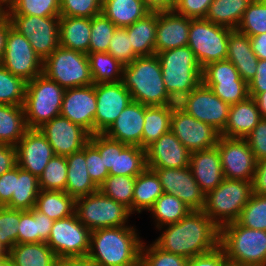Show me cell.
Here are the masks:
<instances>
[{"label":"cell","mask_w":266,"mask_h":266,"mask_svg":"<svg viewBox=\"0 0 266 266\" xmlns=\"http://www.w3.org/2000/svg\"><path fill=\"white\" fill-rule=\"evenodd\" d=\"M159 249L190 259L220 246V228L203 212L190 210L179 222L157 228Z\"/></svg>","instance_id":"6da1fadb"},{"label":"cell","mask_w":266,"mask_h":266,"mask_svg":"<svg viewBox=\"0 0 266 266\" xmlns=\"http://www.w3.org/2000/svg\"><path fill=\"white\" fill-rule=\"evenodd\" d=\"M136 230L124 225L91 231L88 257L96 266H140L143 240Z\"/></svg>","instance_id":"7a4b0ae2"},{"label":"cell","mask_w":266,"mask_h":266,"mask_svg":"<svg viewBox=\"0 0 266 266\" xmlns=\"http://www.w3.org/2000/svg\"><path fill=\"white\" fill-rule=\"evenodd\" d=\"M122 82L132 101L147 106L175 105L163 82L161 65L156 54L137 57L123 68Z\"/></svg>","instance_id":"3957f363"},{"label":"cell","mask_w":266,"mask_h":266,"mask_svg":"<svg viewBox=\"0 0 266 266\" xmlns=\"http://www.w3.org/2000/svg\"><path fill=\"white\" fill-rule=\"evenodd\" d=\"M168 94L178 102L202 82V68L187 46L156 53Z\"/></svg>","instance_id":"277c9868"},{"label":"cell","mask_w":266,"mask_h":266,"mask_svg":"<svg viewBox=\"0 0 266 266\" xmlns=\"http://www.w3.org/2000/svg\"><path fill=\"white\" fill-rule=\"evenodd\" d=\"M220 246L228 263L266 266V231L249 229L237 221L220 228Z\"/></svg>","instance_id":"5b68a950"},{"label":"cell","mask_w":266,"mask_h":266,"mask_svg":"<svg viewBox=\"0 0 266 266\" xmlns=\"http://www.w3.org/2000/svg\"><path fill=\"white\" fill-rule=\"evenodd\" d=\"M64 92L43 73L27 82L23 108L28 129H38L60 116Z\"/></svg>","instance_id":"8992f818"},{"label":"cell","mask_w":266,"mask_h":266,"mask_svg":"<svg viewBox=\"0 0 266 266\" xmlns=\"http://www.w3.org/2000/svg\"><path fill=\"white\" fill-rule=\"evenodd\" d=\"M252 195V181L228 179L205 195L203 212L219 227L236 222Z\"/></svg>","instance_id":"52a82bcc"},{"label":"cell","mask_w":266,"mask_h":266,"mask_svg":"<svg viewBox=\"0 0 266 266\" xmlns=\"http://www.w3.org/2000/svg\"><path fill=\"white\" fill-rule=\"evenodd\" d=\"M42 73L64 89L94 84L88 55L61 46L43 61Z\"/></svg>","instance_id":"ba28073f"},{"label":"cell","mask_w":266,"mask_h":266,"mask_svg":"<svg viewBox=\"0 0 266 266\" xmlns=\"http://www.w3.org/2000/svg\"><path fill=\"white\" fill-rule=\"evenodd\" d=\"M75 213L90 231L128 225L132 214L124 205L103 195L99 190L75 199Z\"/></svg>","instance_id":"9c48e42d"},{"label":"cell","mask_w":266,"mask_h":266,"mask_svg":"<svg viewBox=\"0 0 266 266\" xmlns=\"http://www.w3.org/2000/svg\"><path fill=\"white\" fill-rule=\"evenodd\" d=\"M231 31L206 19H190L187 45L202 69L212 62L227 59Z\"/></svg>","instance_id":"30bf717a"},{"label":"cell","mask_w":266,"mask_h":266,"mask_svg":"<svg viewBox=\"0 0 266 266\" xmlns=\"http://www.w3.org/2000/svg\"><path fill=\"white\" fill-rule=\"evenodd\" d=\"M90 233L78 219L76 213L53 222L46 244L58 259L88 256Z\"/></svg>","instance_id":"8fae6325"},{"label":"cell","mask_w":266,"mask_h":266,"mask_svg":"<svg viewBox=\"0 0 266 266\" xmlns=\"http://www.w3.org/2000/svg\"><path fill=\"white\" fill-rule=\"evenodd\" d=\"M8 17L12 27L28 39L33 50L43 61L60 46L59 16L8 15Z\"/></svg>","instance_id":"7c38bea8"},{"label":"cell","mask_w":266,"mask_h":266,"mask_svg":"<svg viewBox=\"0 0 266 266\" xmlns=\"http://www.w3.org/2000/svg\"><path fill=\"white\" fill-rule=\"evenodd\" d=\"M177 105L187 114L212 126L219 133L226 126L230 105L217 97L203 82L183 96Z\"/></svg>","instance_id":"4fadbf2b"},{"label":"cell","mask_w":266,"mask_h":266,"mask_svg":"<svg viewBox=\"0 0 266 266\" xmlns=\"http://www.w3.org/2000/svg\"><path fill=\"white\" fill-rule=\"evenodd\" d=\"M1 65L26 82L43 72V60L33 50L28 39L12 26L7 32Z\"/></svg>","instance_id":"5bb4252c"},{"label":"cell","mask_w":266,"mask_h":266,"mask_svg":"<svg viewBox=\"0 0 266 266\" xmlns=\"http://www.w3.org/2000/svg\"><path fill=\"white\" fill-rule=\"evenodd\" d=\"M170 130L191 153L216 147L220 137L216 129L187 114L177 104L173 106Z\"/></svg>","instance_id":"9a60e30c"},{"label":"cell","mask_w":266,"mask_h":266,"mask_svg":"<svg viewBox=\"0 0 266 266\" xmlns=\"http://www.w3.org/2000/svg\"><path fill=\"white\" fill-rule=\"evenodd\" d=\"M216 147L219 150L225 178L253 180L257 161L244 138H229L220 135Z\"/></svg>","instance_id":"2e32d148"},{"label":"cell","mask_w":266,"mask_h":266,"mask_svg":"<svg viewBox=\"0 0 266 266\" xmlns=\"http://www.w3.org/2000/svg\"><path fill=\"white\" fill-rule=\"evenodd\" d=\"M46 137L57 156H69L79 152L89 142L90 133L78 124L60 116L38 128Z\"/></svg>","instance_id":"e0dca14e"},{"label":"cell","mask_w":266,"mask_h":266,"mask_svg":"<svg viewBox=\"0 0 266 266\" xmlns=\"http://www.w3.org/2000/svg\"><path fill=\"white\" fill-rule=\"evenodd\" d=\"M95 95V134H104L132 102V98L122 81L95 84Z\"/></svg>","instance_id":"ac0fdd59"},{"label":"cell","mask_w":266,"mask_h":266,"mask_svg":"<svg viewBox=\"0 0 266 266\" xmlns=\"http://www.w3.org/2000/svg\"><path fill=\"white\" fill-rule=\"evenodd\" d=\"M163 193L178 197L191 210H203L205 194L201 191L189 167L155 168Z\"/></svg>","instance_id":"d6986e66"},{"label":"cell","mask_w":266,"mask_h":266,"mask_svg":"<svg viewBox=\"0 0 266 266\" xmlns=\"http://www.w3.org/2000/svg\"><path fill=\"white\" fill-rule=\"evenodd\" d=\"M97 99L95 84L65 89L60 115L95 134Z\"/></svg>","instance_id":"ffe728a7"},{"label":"cell","mask_w":266,"mask_h":266,"mask_svg":"<svg viewBox=\"0 0 266 266\" xmlns=\"http://www.w3.org/2000/svg\"><path fill=\"white\" fill-rule=\"evenodd\" d=\"M17 166L40 177L55 155L51 145L39 129H28L16 145Z\"/></svg>","instance_id":"44dd1931"},{"label":"cell","mask_w":266,"mask_h":266,"mask_svg":"<svg viewBox=\"0 0 266 266\" xmlns=\"http://www.w3.org/2000/svg\"><path fill=\"white\" fill-rule=\"evenodd\" d=\"M191 152L170 130L146 148L147 168H183L190 165Z\"/></svg>","instance_id":"7402d4cb"},{"label":"cell","mask_w":266,"mask_h":266,"mask_svg":"<svg viewBox=\"0 0 266 266\" xmlns=\"http://www.w3.org/2000/svg\"><path fill=\"white\" fill-rule=\"evenodd\" d=\"M190 18L174 11H157L155 54L187 46Z\"/></svg>","instance_id":"603a6c76"},{"label":"cell","mask_w":266,"mask_h":266,"mask_svg":"<svg viewBox=\"0 0 266 266\" xmlns=\"http://www.w3.org/2000/svg\"><path fill=\"white\" fill-rule=\"evenodd\" d=\"M132 101L104 133L108 138L142 148L145 107Z\"/></svg>","instance_id":"cb8c5ba5"},{"label":"cell","mask_w":266,"mask_h":266,"mask_svg":"<svg viewBox=\"0 0 266 266\" xmlns=\"http://www.w3.org/2000/svg\"><path fill=\"white\" fill-rule=\"evenodd\" d=\"M189 168L205 195L225 179L217 147L192 152Z\"/></svg>","instance_id":"d4e9b609"},{"label":"cell","mask_w":266,"mask_h":266,"mask_svg":"<svg viewBox=\"0 0 266 266\" xmlns=\"http://www.w3.org/2000/svg\"><path fill=\"white\" fill-rule=\"evenodd\" d=\"M227 59L236 67L245 82L249 83L253 79L259 59L252 50L249 36L237 29L230 32Z\"/></svg>","instance_id":"484cf974"},{"label":"cell","mask_w":266,"mask_h":266,"mask_svg":"<svg viewBox=\"0 0 266 266\" xmlns=\"http://www.w3.org/2000/svg\"><path fill=\"white\" fill-rule=\"evenodd\" d=\"M262 119L252 97L230 106L228 120L221 136L245 138Z\"/></svg>","instance_id":"4316f807"},{"label":"cell","mask_w":266,"mask_h":266,"mask_svg":"<svg viewBox=\"0 0 266 266\" xmlns=\"http://www.w3.org/2000/svg\"><path fill=\"white\" fill-rule=\"evenodd\" d=\"M68 166L65 192L74 199L93 194L99 187L92 181L86 167V145L79 152L66 156Z\"/></svg>","instance_id":"83f0119b"},{"label":"cell","mask_w":266,"mask_h":266,"mask_svg":"<svg viewBox=\"0 0 266 266\" xmlns=\"http://www.w3.org/2000/svg\"><path fill=\"white\" fill-rule=\"evenodd\" d=\"M91 18L59 16V38L62 48L89 53Z\"/></svg>","instance_id":"f1b7e54d"},{"label":"cell","mask_w":266,"mask_h":266,"mask_svg":"<svg viewBox=\"0 0 266 266\" xmlns=\"http://www.w3.org/2000/svg\"><path fill=\"white\" fill-rule=\"evenodd\" d=\"M156 27L157 11H150L143 18L125 27L132 49L138 57L155 54Z\"/></svg>","instance_id":"f546056e"},{"label":"cell","mask_w":266,"mask_h":266,"mask_svg":"<svg viewBox=\"0 0 266 266\" xmlns=\"http://www.w3.org/2000/svg\"><path fill=\"white\" fill-rule=\"evenodd\" d=\"M101 1V13L116 27H128L150 12L141 0Z\"/></svg>","instance_id":"4dcf8cb0"},{"label":"cell","mask_w":266,"mask_h":266,"mask_svg":"<svg viewBox=\"0 0 266 266\" xmlns=\"http://www.w3.org/2000/svg\"><path fill=\"white\" fill-rule=\"evenodd\" d=\"M53 222L54 220L35 208L20 210L18 243L47 242Z\"/></svg>","instance_id":"1f68e13d"},{"label":"cell","mask_w":266,"mask_h":266,"mask_svg":"<svg viewBox=\"0 0 266 266\" xmlns=\"http://www.w3.org/2000/svg\"><path fill=\"white\" fill-rule=\"evenodd\" d=\"M7 255L14 266H56L58 259L46 242L18 243Z\"/></svg>","instance_id":"d6a6232c"},{"label":"cell","mask_w":266,"mask_h":266,"mask_svg":"<svg viewBox=\"0 0 266 266\" xmlns=\"http://www.w3.org/2000/svg\"><path fill=\"white\" fill-rule=\"evenodd\" d=\"M146 168V149L115 140L114 168L109 175L137 176Z\"/></svg>","instance_id":"836d02e7"},{"label":"cell","mask_w":266,"mask_h":266,"mask_svg":"<svg viewBox=\"0 0 266 266\" xmlns=\"http://www.w3.org/2000/svg\"><path fill=\"white\" fill-rule=\"evenodd\" d=\"M163 194L159 176L154 170L146 168L136 176L132 201V214L148 211Z\"/></svg>","instance_id":"e575fe53"},{"label":"cell","mask_w":266,"mask_h":266,"mask_svg":"<svg viewBox=\"0 0 266 266\" xmlns=\"http://www.w3.org/2000/svg\"><path fill=\"white\" fill-rule=\"evenodd\" d=\"M39 178L31 172L15 167V192L5 206L10 209L31 210L35 207L40 192Z\"/></svg>","instance_id":"d590c367"},{"label":"cell","mask_w":266,"mask_h":266,"mask_svg":"<svg viewBox=\"0 0 266 266\" xmlns=\"http://www.w3.org/2000/svg\"><path fill=\"white\" fill-rule=\"evenodd\" d=\"M252 0H213L205 19L235 30L242 21L245 10Z\"/></svg>","instance_id":"8d00e7d4"},{"label":"cell","mask_w":266,"mask_h":266,"mask_svg":"<svg viewBox=\"0 0 266 266\" xmlns=\"http://www.w3.org/2000/svg\"><path fill=\"white\" fill-rule=\"evenodd\" d=\"M174 105L146 106L142 134V148L146 149L160 136L170 131Z\"/></svg>","instance_id":"74e56055"},{"label":"cell","mask_w":266,"mask_h":266,"mask_svg":"<svg viewBox=\"0 0 266 266\" xmlns=\"http://www.w3.org/2000/svg\"><path fill=\"white\" fill-rule=\"evenodd\" d=\"M27 130L23 106L0 105V144L16 146Z\"/></svg>","instance_id":"f35d334b"},{"label":"cell","mask_w":266,"mask_h":266,"mask_svg":"<svg viewBox=\"0 0 266 266\" xmlns=\"http://www.w3.org/2000/svg\"><path fill=\"white\" fill-rule=\"evenodd\" d=\"M34 208L55 221L75 213V199L65 191L40 190Z\"/></svg>","instance_id":"ab89813d"},{"label":"cell","mask_w":266,"mask_h":266,"mask_svg":"<svg viewBox=\"0 0 266 266\" xmlns=\"http://www.w3.org/2000/svg\"><path fill=\"white\" fill-rule=\"evenodd\" d=\"M190 210L178 197L163 193L148 211L156 223L155 227L160 228L179 222Z\"/></svg>","instance_id":"60d3db41"},{"label":"cell","mask_w":266,"mask_h":266,"mask_svg":"<svg viewBox=\"0 0 266 266\" xmlns=\"http://www.w3.org/2000/svg\"><path fill=\"white\" fill-rule=\"evenodd\" d=\"M87 55L94 84L122 81L124 65L109 53L89 52Z\"/></svg>","instance_id":"b9f144b4"},{"label":"cell","mask_w":266,"mask_h":266,"mask_svg":"<svg viewBox=\"0 0 266 266\" xmlns=\"http://www.w3.org/2000/svg\"><path fill=\"white\" fill-rule=\"evenodd\" d=\"M136 176L109 175L99 186V191L124 205L132 213L133 192Z\"/></svg>","instance_id":"7bdbcfd3"},{"label":"cell","mask_w":266,"mask_h":266,"mask_svg":"<svg viewBox=\"0 0 266 266\" xmlns=\"http://www.w3.org/2000/svg\"><path fill=\"white\" fill-rule=\"evenodd\" d=\"M4 11L7 15L60 16V0H12Z\"/></svg>","instance_id":"ee69618b"},{"label":"cell","mask_w":266,"mask_h":266,"mask_svg":"<svg viewBox=\"0 0 266 266\" xmlns=\"http://www.w3.org/2000/svg\"><path fill=\"white\" fill-rule=\"evenodd\" d=\"M27 82L0 64V105L23 106Z\"/></svg>","instance_id":"f6af8a7d"},{"label":"cell","mask_w":266,"mask_h":266,"mask_svg":"<svg viewBox=\"0 0 266 266\" xmlns=\"http://www.w3.org/2000/svg\"><path fill=\"white\" fill-rule=\"evenodd\" d=\"M67 162L65 156L54 155L39 177L41 190L65 191L67 184Z\"/></svg>","instance_id":"bcb514c9"},{"label":"cell","mask_w":266,"mask_h":266,"mask_svg":"<svg viewBox=\"0 0 266 266\" xmlns=\"http://www.w3.org/2000/svg\"><path fill=\"white\" fill-rule=\"evenodd\" d=\"M237 30L249 37L266 33V0H252Z\"/></svg>","instance_id":"7dc6e473"},{"label":"cell","mask_w":266,"mask_h":266,"mask_svg":"<svg viewBox=\"0 0 266 266\" xmlns=\"http://www.w3.org/2000/svg\"><path fill=\"white\" fill-rule=\"evenodd\" d=\"M237 222L249 229L266 231V196L252 193Z\"/></svg>","instance_id":"c3c4849f"},{"label":"cell","mask_w":266,"mask_h":266,"mask_svg":"<svg viewBox=\"0 0 266 266\" xmlns=\"http://www.w3.org/2000/svg\"><path fill=\"white\" fill-rule=\"evenodd\" d=\"M116 28L102 13L92 17L89 52H107Z\"/></svg>","instance_id":"681fc988"},{"label":"cell","mask_w":266,"mask_h":266,"mask_svg":"<svg viewBox=\"0 0 266 266\" xmlns=\"http://www.w3.org/2000/svg\"><path fill=\"white\" fill-rule=\"evenodd\" d=\"M188 259L159 249L154 243L143 242L140 266H187Z\"/></svg>","instance_id":"f907efd6"},{"label":"cell","mask_w":266,"mask_h":266,"mask_svg":"<svg viewBox=\"0 0 266 266\" xmlns=\"http://www.w3.org/2000/svg\"><path fill=\"white\" fill-rule=\"evenodd\" d=\"M212 92L228 105H234L249 97L245 81L203 82Z\"/></svg>","instance_id":"816d5d0a"},{"label":"cell","mask_w":266,"mask_h":266,"mask_svg":"<svg viewBox=\"0 0 266 266\" xmlns=\"http://www.w3.org/2000/svg\"><path fill=\"white\" fill-rule=\"evenodd\" d=\"M20 210L0 207V245L8 252L18 244Z\"/></svg>","instance_id":"f5cc1de1"},{"label":"cell","mask_w":266,"mask_h":266,"mask_svg":"<svg viewBox=\"0 0 266 266\" xmlns=\"http://www.w3.org/2000/svg\"><path fill=\"white\" fill-rule=\"evenodd\" d=\"M107 53L124 66L129 65L138 57L132 49L130 36L127 34L126 28H116L110 39Z\"/></svg>","instance_id":"db71d44e"},{"label":"cell","mask_w":266,"mask_h":266,"mask_svg":"<svg viewBox=\"0 0 266 266\" xmlns=\"http://www.w3.org/2000/svg\"><path fill=\"white\" fill-rule=\"evenodd\" d=\"M101 11V0H60V16L92 18Z\"/></svg>","instance_id":"11a10c76"},{"label":"cell","mask_w":266,"mask_h":266,"mask_svg":"<svg viewBox=\"0 0 266 266\" xmlns=\"http://www.w3.org/2000/svg\"><path fill=\"white\" fill-rule=\"evenodd\" d=\"M244 81L236 67L228 60L212 62L202 69V82Z\"/></svg>","instance_id":"9f6ffc18"},{"label":"cell","mask_w":266,"mask_h":266,"mask_svg":"<svg viewBox=\"0 0 266 266\" xmlns=\"http://www.w3.org/2000/svg\"><path fill=\"white\" fill-rule=\"evenodd\" d=\"M86 167L92 181L99 187L109 176L99 151L90 143L86 144Z\"/></svg>","instance_id":"6f0895ef"},{"label":"cell","mask_w":266,"mask_h":266,"mask_svg":"<svg viewBox=\"0 0 266 266\" xmlns=\"http://www.w3.org/2000/svg\"><path fill=\"white\" fill-rule=\"evenodd\" d=\"M213 0H175L173 11L190 19H205Z\"/></svg>","instance_id":"680465c9"},{"label":"cell","mask_w":266,"mask_h":266,"mask_svg":"<svg viewBox=\"0 0 266 266\" xmlns=\"http://www.w3.org/2000/svg\"><path fill=\"white\" fill-rule=\"evenodd\" d=\"M250 146L256 161L266 158V118H262L255 128L244 138Z\"/></svg>","instance_id":"91938a15"},{"label":"cell","mask_w":266,"mask_h":266,"mask_svg":"<svg viewBox=\"0 0 266 266\" xmlns=\"http://www.w3.org/2000/svg\"><path fill=\"white\" fill-rule=\"evenodd\" d=\"M89 142L99 151L108 171L114 168L115 140L108 138L105 134H92Z\"/></svg>","instance_id":"94428289"},{"label":"cell","mask_w":266,"mask_h":266,"mask_svg":"<svg viewBox=\"0 0 266 266\" xmlns=\"http://www.w3.org/2000/svg\"><path fill=\"white\" fill-rule=\"evenodd\" d=\"M228 263L221 246L207 253L188 259L187 266H225Z\"/></svg>","instance_id":"6125c7cd"},{"label":"cell","mask_w":266,"mask_h":266,"mask_svg":"<svg viewBox=\"0 0 266 266\" xmlns=\"http://www.w3.org/2000/svg\"><path fill=\"white\" fill-rule=\"evenodd\" d=\"M15 192V167L0 176V207L6 206Z\"/></svg>","instance_id":"be15d7a7"},{"label":"cell","mask_w":266,"mask_h":266,"mask_svg":"<svg viewBox=\"0 0 266 266\" xmlns=\"http://www.w3.org/2000/svg\"><path fill=\"white\" fill-rule=\"evenodd\" d=\"M249 96L254 97L258 93L266 91V60H259L257 72L253 79L248 83Z\"/></svg>","instance_id":"e7e4bbea"},{"label":"cell","mask_w":266,"mask_h":266,"mask_svg":"<svg viewBox=\"0 0 266 266\" xmlns=\"http://www.w3.org/2000/svg\"><path fill=\"white\" fill-rule=\"evenodd\" d=\"M17 166L16 146L0 144V176Z\"/></svg>","instance_id":"03108f58"},{"label":"cell","mask_w":266,"mask_h":266,"mask_svg":"<svg viewBox=\"0 0 266 266\" xmlns=\"http://www.w3.org/2000/svg\"><path fill=\"white\" fill-rule=\"evenodd\" d=\"M252 193L259 196H266V158L257 161L252 180Z\"/></svg>","instance_id":"003e7915"},{"label":"cell","mask_w":266,"mask_h":266,"mask_svg":"<svg viewBox=\"0 0 266 266\" xmlns=\"http://www.w3.org/2000/svg\"><path fill=\"white\" fill-rule=\"evenodd\" d=\"M11 22L4 10H0V64L3 59L8 29Z\"/></svg>","instance_id":"a7ac6f4b"},{"label":"cell","mask_w":266,"mask_h":266,"mask_svg":"<svg viewBox=\"0 0 266 266\" xmlns=\"http://www.w3.org/2000/svg\"><path fill=\"white\" fill-rule=\"evenodd\" d=\"M252 50L259 60H266V33L250 37Z\"/></svg>","instance_id":"89a4df30"},{"label":"cell","mask_w":266,"mask_h":266,"mask_svg":"<svg viewBox=\"0 0 266 266\" xmlns=\"http://www.w3.org/2000/svg\"><path fill=\"white\" fill-rule=\"evenodd\" d=\"M56 266H96L95 263L88 257H65L57 259Z\"/></svg>","instance_id":"2644e50d"},{"label":"cell","mask_w":266,"mask_h":266,"mask_svg":"<svg viewBox=\"0 0 266 266\" xmlns=\"http://www.w3.org/2000/svg\"><path fill=\"white\" fill-rule=\"evenodd\" d=\"M150 11H173L175 0H141Z\"/></svg>","instance_id":"8c879c8a"},{"label":"cell","mask_w":266,"mask_h":266,"mask_svg":"<svg viewBox=\"0 0 266 266\" xmlns=\"http://www.w3.org/2000/svg\"><path fill=\"white\" fill-rule=\"evenodd\" d=\"M262 118H266V91L253 97Z\"/></svg>","instance_id":"753ad0ef"},{"label":"cell","mask_w":266,"mask_h":266,"mask_svg":"<svg viewBox=\"0 0 266 266\" xmlns=\"http://www.w3.org/2000/svg\"><path fill=\"white\" fill-rule=\"evenodd\" d=\"M0 266H14L10 257L6 254L0 257Z\"/></svg>","instance_id":"34e18365"},{"label":"cell","mask_w":266,"mask_h":266,"mask_svg":"<svg viewBox=\"0 0 266 266\" xmlns=\"http://www.w3.org/2000/svg\"><path fill=\"white\" fill-rule=\"evenodd\" d=\"M12 0H0V10H4Z\"/></svg>","instance_id":"11e5206c"},{"label":"cell","mask_w":266,"mask_h":266,"mask_svg":"<svg viewBox=\"0 0 266 266\" xmlns=\"http://www.w3.org/2000/svg\"><path fill=\"white\" fill-rule=\"evenodd\" d=\"M7 251L0 245V257L5 256Z\"/></svg>","instance_id":"2a66077c"},{"label":"cell","mask_w":266,"mask_h":266,"mask_svg":"<svg viewBox=\"0 0 266 266\" xmlns=\"http://www.w3.org/2000/svg\"><path fill=\"white\" fill-rule=\"evenodd\" d=\"M225 266H241V265H235V264L227 263Z\"/></svg>","instance_id":"b9fcfbb0"}]
</instances>
